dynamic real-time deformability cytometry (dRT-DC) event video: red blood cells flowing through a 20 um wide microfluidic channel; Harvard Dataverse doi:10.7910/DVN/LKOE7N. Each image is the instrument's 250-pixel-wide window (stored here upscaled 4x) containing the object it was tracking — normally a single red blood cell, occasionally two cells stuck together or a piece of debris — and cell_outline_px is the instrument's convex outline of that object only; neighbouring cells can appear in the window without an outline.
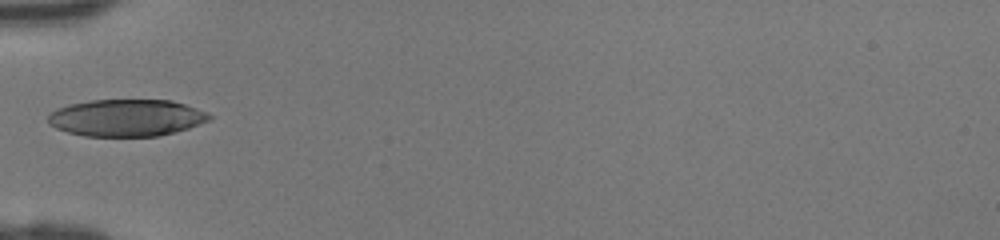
{"species": "human", "species_latin": "Homo sapiens", "temperature_condition": "room temperature", "stored_images_in_passage": 30, "camera_frame_rate_fps": 3000, "um_per_image_px": 0.085, "donor": {"sex": "female"}, "frame": {"image": 1, "passage_image": 1, "time_ms": 0.0, "image_size_px": [1000, 240], "cell_outline_px": [[212, 120], [188, 128], [156, 136], [84, 136], [68, 132], [56, 128], [48, 124], [48, 116], [56, 108], [68, 104], [92, 100], [172, 100], [208, 112], [212, 116]], "centroid_in_image_um": [10.75, 10.01], "position_along_channel_um": 74.3, "area_um2": 34.8}}
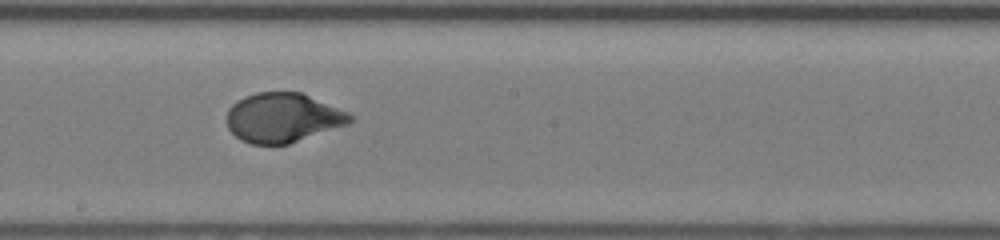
{"frame": {"image": 2, "passage_image": 11, "time_ms": 3.333, "image_size_px": [1000, 240], "cell_outline_px": [[352, 120], [348, 124], [288, 144], [252, 144], [240, 140], [228, 128], [228, 108], [236, 100], [244, 96], [256, 92], [300, 92], [348, 112], [352, 116]], "centroid_in_image_um": [24.01, 10.0], "position_along_channel_um": 224.2, "area_um2": 35.26}}
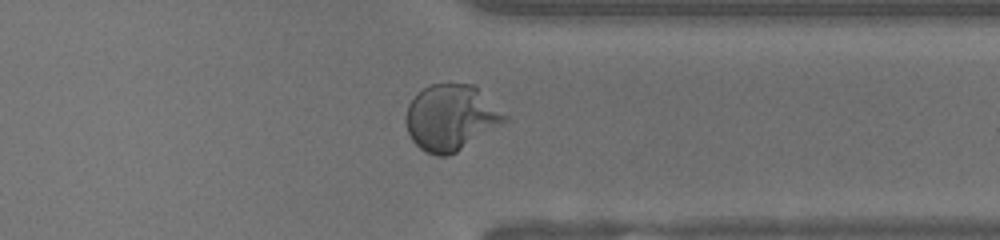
{"frame": {"image": 3, "passage_image": 21, "time_ms": 6.667, "image_size_px": [1000, 240], "cell_outline_px": [[508, 120], [456, 152], [448, 156], [436, 156], [424, 152], [412, 140], [408, 132], [408, 104], [424, 88], [432, 84], [472, 84], [508, 116]], "centroid_in_image_um": [38.34, 10.01], "position_along_channel_um": 373.1, "area_um2": 37.11}}